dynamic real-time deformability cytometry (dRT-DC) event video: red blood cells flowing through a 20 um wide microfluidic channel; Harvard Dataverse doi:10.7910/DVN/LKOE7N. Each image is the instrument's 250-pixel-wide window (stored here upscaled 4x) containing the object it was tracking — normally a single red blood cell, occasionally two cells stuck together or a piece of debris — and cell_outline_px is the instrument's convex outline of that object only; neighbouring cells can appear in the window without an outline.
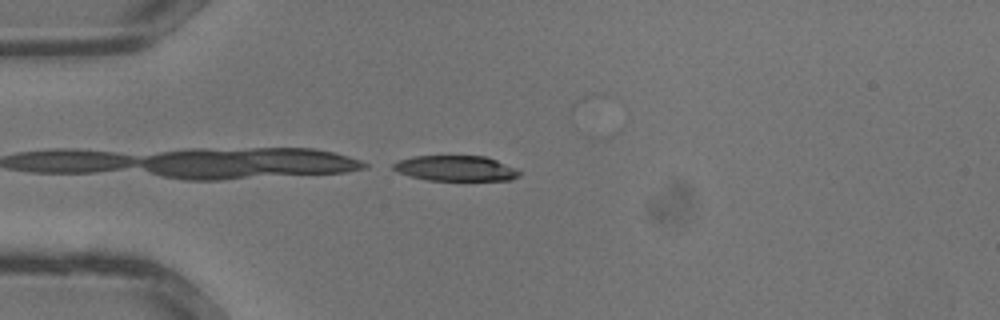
{"species": "common noctule bat (a hibernating species)", "species_latin": "Nyctalus noctula", "temperature_condition": "warm", "stored_images_in_passage": 26, "camera_frame_rate_fps": 3000, "um_per_image_px": 0.085, "animal": {"sex": "male", "body_mass_g": 13.3}, "frame": {"image": 1, "passage_image": 1, "time_ms": 0.0, "image_size_px": [1000, 320], "cell_outline_px": [[520, 176], [512, 180], [428, 180], [412, 176], [400, 172], [392, 168], [392, 164], [400, 160], [412, 156], [484, 156], [496, 160], [516, 168], [520, 172]], "centroid_in_image_um": [38.77, 14.3], "position_along_channel_um": 46.2, "area_um2": 18.5}}
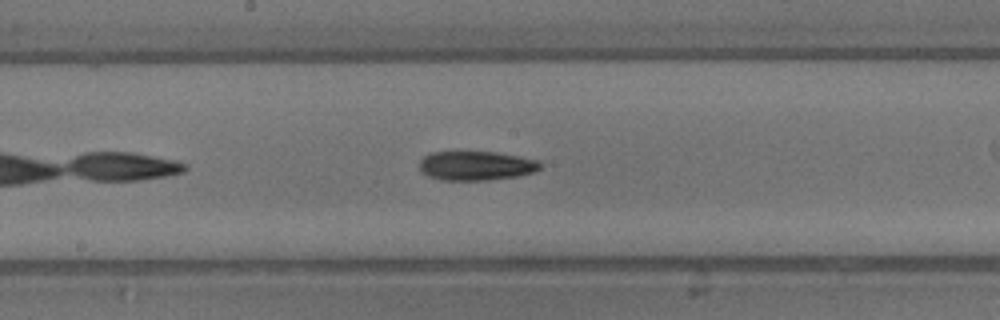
{"frame": {"image": 2, "passage_image": 10, "time_ms": 3.0, "image_size_px": [1000, 320], "cell_outline_px": [[540, 168], [536, 172], [520, 176], [488, 180], [444, 180], [428, 176], [420, 172], [420, 160], [424, 156], [432, 152], [496, 152], [520, 156], [536, 160], [540, 164]], "centroid_in_image_um": [40.47, 14.09], "position_along_channel_um": 207.7, "area_um2": 20.63}}
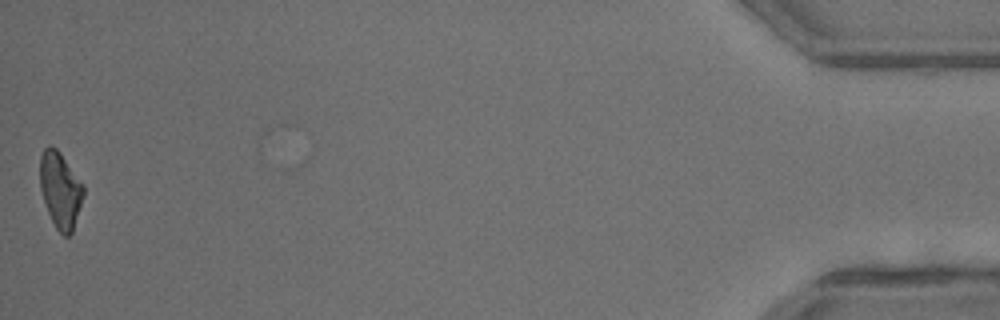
{"frame": {"image": 3, "passage_image": 26, "time_ms": 8.333, "image_size_px": [1000, 320], "cell_outline_px": [[84, 192], [72, 232], [68, 236], [64, 236], [56, 228], [48, 212], [40, 188], [40, 156], [44, 148], [48, 144], [52, 144], [60, 152], [84, 184]], "centroid_in_image_um": [5.12, 16.09], "position_along_channel_um": 430.1, "area_um2": 19.19}}